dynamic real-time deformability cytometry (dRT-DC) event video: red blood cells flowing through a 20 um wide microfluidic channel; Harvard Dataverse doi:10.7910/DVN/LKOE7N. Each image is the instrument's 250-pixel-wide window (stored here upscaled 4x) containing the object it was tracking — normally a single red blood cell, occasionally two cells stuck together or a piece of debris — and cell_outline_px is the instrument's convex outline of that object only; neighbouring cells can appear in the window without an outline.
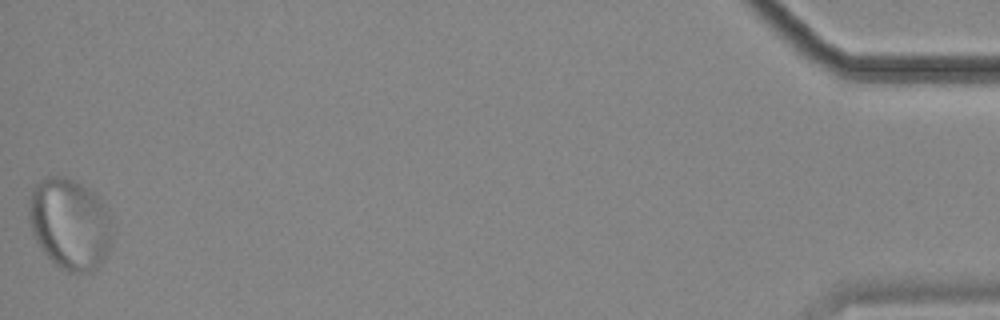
{"species": "common noctule bat (a hibernating species)", "species_latin": "Nyctalus noctula", "temperature_condition": "cold", "stored_images_in_passage": 57, "camera_frame_rate_fps": 3000, "um_per_image_px": 0.085, "animal": {"sex": "female", "body_mass_g": 18.4}, "frame": {"image": 1, "passage_image": 57, "time_ms": 18.667, "image_size_px": [1000, 320], "cell_outline_px": [[116, 228], [112, 244], [104, 260], [96, 268], [88, 272], [68, 272], [56, 264], [44, 252], [36, 240], [28, 224], [28, 204], [32, 188], [36, 184], [48, 176], [60, 176], [72, 180], [96, 192], [100, 196], [108, 208]], "centroid_in_image_um": [6.0, 19.02], "position_along_channel_um": 429.2, "area_um2": 45.32}}